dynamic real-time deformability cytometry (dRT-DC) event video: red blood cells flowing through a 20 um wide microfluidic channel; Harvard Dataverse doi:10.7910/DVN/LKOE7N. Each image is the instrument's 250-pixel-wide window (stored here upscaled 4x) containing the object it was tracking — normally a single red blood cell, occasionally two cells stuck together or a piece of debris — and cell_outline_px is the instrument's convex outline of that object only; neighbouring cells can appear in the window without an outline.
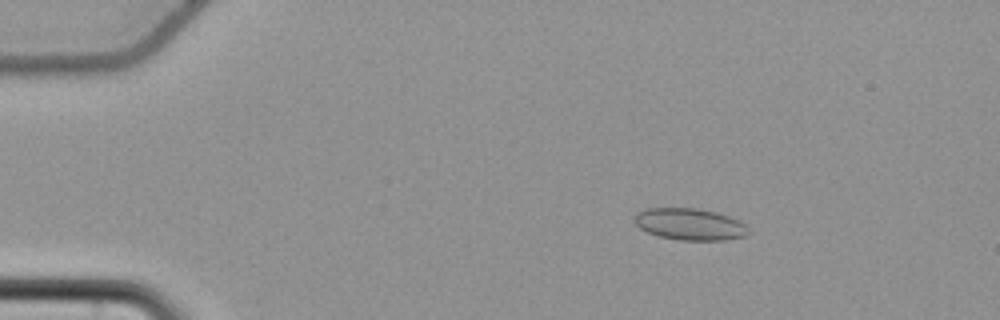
{"species": "common noctule bat (a hibernating species)", "species_latin": "Nyctalus noctula", "temperature_condition": "cold", "stored_images_in_passage": 54, "camera_frame_rate_fps": 3000, "um_per_image_px": 0.085, "animal": {"sex": "female", "body_mass_g": 22.7, "forearm_length_mm": 54.2}, "frame": {"image": 1, "passage_image": 8, "time_ms": 2.333, "image_size_px": [1000, 320], "cell_outline_px": [[748, 236], [724, 240], [680, 240], [660, 236], [648, 232], [640, 228], [632, 220], [632, 216], [644, 208], [696, 208], [716, 212], [740, 220], [748, 228]], "centroid_in_image_um": [58.62, 19.05], "position_along_channel_um": 26.4, "area_um2": 21.21}}
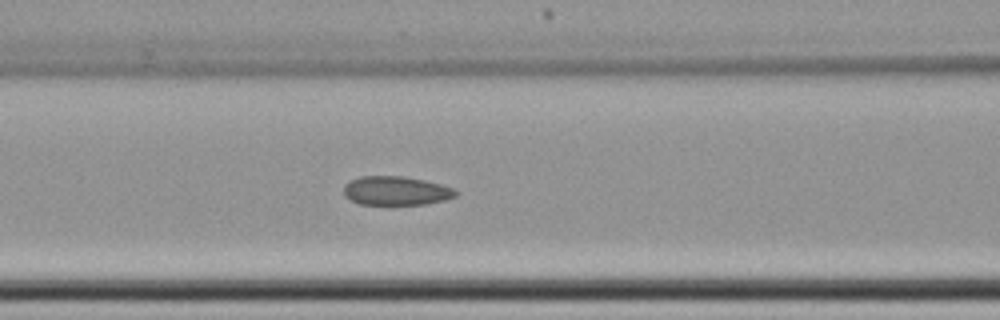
{"frame": {"image": 2, "passage_image": 23, "time_ms": 7.333, "image_size_px": [1000, 320], "cell_outline_px": [[460, 192], [456, 196], [444, 200], [424, 204], [360, 204], [344, 196], [344, 184], [360, 176], [404, 176], [424, 180], [440, 184], [452, 188]], "centroid_in_image_um": [33.67, 16.21], "position_along_channel_um": 132.9, "area_um2": 18.79}}
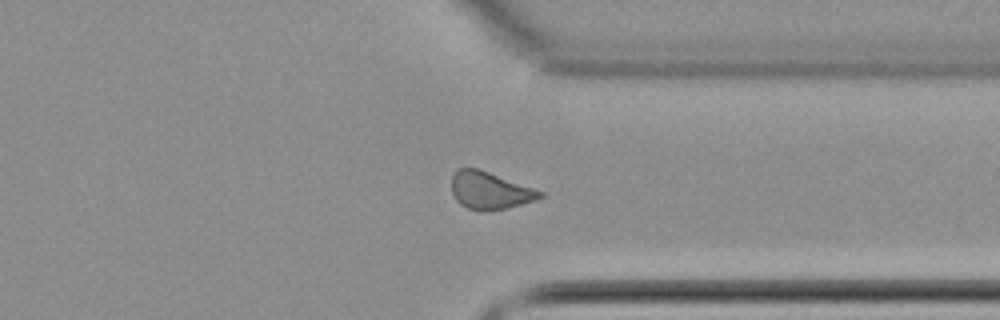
{"frame": {"image": 3, "passage_image": 42, "time_ms": 13.667, "image_size_px": [1000, 320], "cell_outline_px": [[544, 196], [536, 200], [488, 212], [480, 212], [468, 208], [460, 204], [456, 200], [452, 192], [452, 176], [460, 168], [476, 168], [488, 172], [544, 192]], "centroid_in_image_um": [41.62, 16.22], "position_along_channel_um": 369.8, "area_um2": 19.02}, "authors_computed_cell_mechanics": {"area_um2": 19.6809, "velocity_mm_per_s": 3.7454, "shape_relaxation_time_tau1_ms": null, "shape_relaxation_time_tau2_ms": 2.5228, "deformation_change_tau1": null, "deformation_change_tau2": 0.0658}}